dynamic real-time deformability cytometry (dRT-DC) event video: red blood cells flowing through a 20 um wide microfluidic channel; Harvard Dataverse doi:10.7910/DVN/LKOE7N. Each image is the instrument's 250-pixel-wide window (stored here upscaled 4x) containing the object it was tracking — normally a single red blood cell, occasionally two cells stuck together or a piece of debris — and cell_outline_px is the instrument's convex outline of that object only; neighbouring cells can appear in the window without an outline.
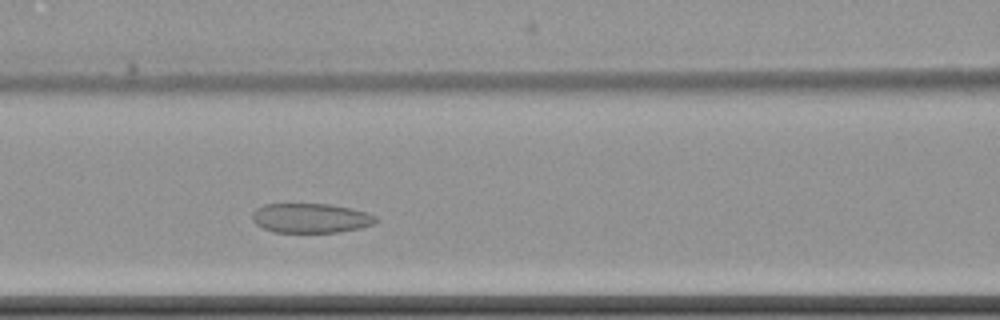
{"species": "common noctule bat (a hibernating species)", "species_latin": "Nyctalus noctula", "temperature_condition": "cold", "stored_images_in_passage": 3, "camera_frame_rate_fps": 3000, "um_per_image_px": 0.085, "animal": {"sex": "female", "body_mass_g": 22.7, "forearm_length_mm": 54.2}, "frame": {"image": 1, "passage_image": 3, "time_ms": 2.0, "image_size_px": [1000, 320], "cell_outline_px": [[380, 220], [372, 224], [360, 228], [340, 232], [272, 232], [256, 224], [252, 220], [252, 212], [256, 208], [264, 204], [332, 204], [352, 208], [368, 212], [376, 216]], "centroid_in_image_um": [26.43, 18.53], "position_along_channel_um": 140.2, "area_um2": 21.5}}